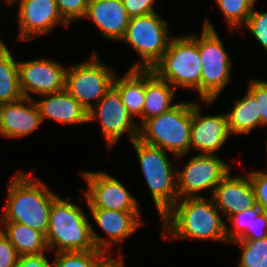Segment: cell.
<instances>
[{
    "label": "cell",
    "mask_w": 267,
    "mask_h": 267,
    "mask_svg": "<svg viewBox=\"0 0 267 267\" xmlns=\"http://www.w3.org/2000/svg\"><path fill=\"white\" fill-rule=\"evenodd\" d=\"M262 212L264 213L265 218H266V220H267V207H266V208H263V209H262Z\"/></svg>",
    "instance_id": "obj_40"
},
{
    "label": "cell",
    "mask_w": 267,
    "mask_h": 267,
    "mask_svg": "<svg viewBox=\"0 0 267 267\" xmlns=\"http://www.w3.org/2000/svg\"><path fill=\"white\" fill-rule=\"evenodd\" d=\"M241 248L238 267H267V237L259 240H235Z\"/></svg>",
    "instance_id": "obj_28"
},
{
    "label": "cell",
    "mask_w": 267,
    "mask_h": 267,
    "mask_svg": "<svg viewBox=\"0 0 267 267\" xmlns=\"http://www.w3.org/2000/svg\"><path fill=\"white\" fill-rule=\"evenodd\" d=\"M45 239L48 250L54 249L55 253L96 249L90 220L71 197L64 200L58 196L53 201Z\"/></svg>",
    "instance_id": "obj_3"
},
{
    "label": "cell",
    "mask_w": 267,
    "mask_h": 267,
    "mask_svg": "<svg viewBox=\"0 0 267 267\" xmlns=\"http://www.w3.org/2000/svg\"><path fill=\"white\" fill-rule=\"evenodd\" d=\"M85 179L82 190L88 209H108L121 212H140L139 203L115 177L104 171L80 172Z\"/></svg>",
    "instance_id": "obj_12"
},
{
    "label": "cell",
    "mask_w": 267,
    "mask_h": 267,
    "mask_svg": "<svg viewBox=\"0 0 267 267\" xmlns=\"http://www.w3.org/2000/svg\"><path fill=\"white\" fill-rule=\"evenodd\" d=\"M22 98L18 60L13 58L8 48L0 56V104L16 102Z\"/></svg>",
    "instance_id": "obj_25"
},
{
    "label": "cell",
    "mask_w": 267,
    "mask_h": 267,
    "mask_svg": "<svg viewBox=\"0 0 267 267\" xmlns=\"http://www.w3.org/2000/svg\"><path fill=\"white\" fill-rule=\"evenodd\" d=\"M113 85L119 90L121 100L131 116L141 117L143 123V106L145 98V69H131L120 77L115 75Z\"/></svg>",
    "instance_id": "obj_22"
},
{
    "label": "cell",
    "mask_w": 267,
    "mask_h": 267,
    "mask_svg": "<svg viewBox=\"0 0 267 267\" xmlns=\"http://www.w3.org/2000/svg\"><path fill=\"white\" fill-rule=\"evenodd\" d=\"M267 237V220L262 212L252 224L251 234L245 240H259Z\"/></svg>",
    "instance_id": "obj_37"
},
{
    "label": "cell",
    "mask_w": 267,
    "mask_h": 267,
    "mask_svg": "<svg viewBox=\"0 0 267 267\" xmlns=\"http://www.w3.org/2000/svg\"><path fill=\"white\" fill-rule=\"evenodd\" d=\"M111 255L95 249L90 251H72L56 253L54 267H100Z\"/></svg>",
    "instance_id": "obj_26"
},
{
    "label": "cell",
    "mask_w": 267,
    "mask_h": 267,
    "mask_svg": "<svg viewBox=\"0 0 267 267\" xmlns=\"http://www.w3.org/2000/svg\"><path fill=\"white\" fill-rule=\"evenodd\" d=\"M247 91L256 99L258 114L261 116V126L267 127V81L251 79Z\"/></svg>",
    "instance_id": "obj_32"
},
{
    "label": "cell",
    "mask_w": 267,
    "mask_h": 267,
    "mask_svg": "<svg viewBox=\"0 0 267 267\" xmlns=\"http://www.w3.org/2000/svg\"><path fill=\"white\" fill-rule=\"evenodd\" d=\"M169 29L168 22L157 12L130 18L121 41L138 54L139 60L131 69H152L162 58L173 37Z\"/></svg>",
    "instance_id": "obj_8"
},
{
    "label": "cell",
    "mask_w": 267,
    "mask_h": 267,
    "mask_svg": "<svg viewBox=\"0 0 267 267\" xmlns=\"http://www.w3.org/2000/svg\"><path fill=\"white\" fill-rule=\"evenodd\" d=\"M16 2L19 3L16 17L20 41L46 35L60 23L66 27L69 25L62 18L55 0H14L11 4Z\"/></svg>",
    "instance_id": "obj_14"
},
{
    "label": "cell",
    "mask_w": 267,
    "mask_h": 267,
    "mask_svg": "<svg viewBox=\"0 0 267 267\" xmlns=\"http://www.w3.org/2000/svg\"><path fill=\"white\" fill-rule=\"evenodd\" d=\"M198 49L201 57L200 100L212 104L231 80V57L209 19L203 22Z\"/></svg>",
    "instance_id": "obj_7"
},
{
    "label": "cell",
    "mask_w": 267,
    "mask_h": 267,
    "mask_svg": "<svg viewBox=\"0 0 267 267\" xmlns=\"http://www.w3.org/2000/svg\"><path fill=\"white\" fill-rule=\"evenodd\" d=\"M18 257L15 247L0 230V267H16Z\"/></svg>",
    "instance_id": "obj_34"
},
{
    "label": "cell",
    "mask_w": 267,
    "mask_h": 267,
    "mask_svg": "<svg viewBox=\"0 0 267 267\" xmlns=\"http://www.w3.org/2000/svg\"><path fill=\"white\" fill-rule=\"evenodd\" d=\"M212 198L218 210L227 218L256 205L248 174L233 177L231 171L215 187Z\"/></svg>",
    "instance_id": "obj_18"
},
{
    "label": "cell",
    "mask_w": 267,
    "mask_h": 267,
    "mask_svg": "<svg viewBox=\"0 0 267 267\" xmlns=\"http://www.w3.org/2000/svg\"><path fill=\"white\" fill-rule=\"evenodd\" d=\"M230 30L241 29L255 7L257 0H215Z\"/></svg>",
    "instance_id": "obj_27"
},
{
    "label": "cell",
    "mask_w": 267,
    "mask_h": 267,
    "mask_svg": "<svg viewBox=\"0 0 267 267\" xmlns=\"http://www.w3.org/2000/svg\"><path fill=\"white\" fill-rule=\"evenodd\" d=\"M84 19H90L104 38L121 41L130 17L122 0H89Z\"/></svg>",
    "instance_id": "obj_19"
},
{
    "label": "cell",
    "mask_w": 267,
    "mask_h": 267,
    "mask_svg": "<svg viewBox=\"0 0 267 267\" xmlns=\"http://www.w3.org/2000/svg\"><path fill=\"white\" fill-rule=\"evenodd\" d=\"M123 255H117V258H112L111 256L100 266V267H125L123 263Z\"/></svg>",
    "instance_id": "obj_38"
},
{
    "label": "cell",
    "mask_w": 267,
    "mask_h": 267,
    "mask_svg": "<svg viewBox=\"0 0 267 267\" xmlns=\"http://www.w3.org/2000/svg\"><path fill=\"white\" fill-rule=\"evenodd\" d=\"M131 144L161 218L178 200L176 166L170 161L169 153L162 148L144 143L138 138Z\"/></svg>",
    "instance_id": "obj_5"
},
{
    "label": "cell",
    "mask_w": 267,
    "mask_h": 267,
    "mask_svg": "<svg viewBox=\"0 0 267 267\" xmlns=\"http://www.w3.org/2000/svg\"><path fill=\"white\" fill-rule=\"evenodd\" d=\"M192 101L175 103L139 126L138 139L182 159L191 150Z\"/></svg>",
    "instance_id": "obj_4"
},
{
    "label": "cell",
    "mask_w": 267,
    "mask_h": 267,
    "mask_svg": "<svg viewBox=\"0 0 267 267\" xmlns=\"http://www.w3.org/2000/svg\"><path fill=\"white\" fill-rule=\"evenodd\" d=\"M0 230L13 244L18 256L40 255L48 251L45 235L17 222H0Z\"/></svg>",
    "instance_id": "obj_23"
},
{
    "label": "cell",
    "mask_w": 267,
    "mask_h": 267,
    "mask_svg": "<svg viewBox=\"0 0 267 267\" xmlns=\"http://www.w3.org/2000/svg\"><path fill=\"white\" fill-rule=\"evenodd\" d=\"M262 209L256 204L252 208L239 211L228 218L231 221L233 229H229L226 225V237L229 244L235 240H245L252 230V224L260 214Z\"/></svg>",
    "instance_id": "obj_29"
},
{
    "label": "cell",
    "mask_w": 267,
    "mask_h": 267,
    "mask_svg": "<svg viewBox=\"0 0 267 267\" xmlns=\"http://www.w3.org/2000/svg\"><path fill=\"white\" fill-rule=\"evenodd\" d=\"M14 0H3V2H6V4H10L9 6H11V3L13 2Z\"/></svg>",
    "instance_id": "obj_41"
},
{
    "label": "cell",
    "mask_w": 267,
    "mask_h": 267,
    "mask_svg": "<svg viewBox=\"0 0 267 267\" xmlns=\"http://www.w3.org/2000/svg\"><path fill=\"white\" fill-rule=\"evenodd\" d=\"M98 120L103 138L111 151L112 146L123 136L131 142L138 138L139 125L123 104L119 90L112 84L98 103L88 112V123Z\"/></svg>",
    "instance_id": "obj_11"
},
{
    "label": "cell",
    "mask_w": 267,
    "mask_h": 267,
    "mask_svg": "<svg viewBox=\"0 0 267 267\" xmlns=\"http://www.w3.org/2000/svg\"><path fill=\"white\" fill-rule=\"evenodd\" d=\"M67 68L47 58L18 61L19 85L23 97L59 92L65 89Z\"/></svg>",
    "instance_id": "obj_13"
},
{
    "label": "cell",
    "mask_w": 267,
    "mask_h": 267,
    "mask_svg": "<svg viewBox=\"0 0 267 267\" xmlns=\"http://www.w3.org/2000/svg\"><path fill=\"white\" fill-rule=\"evenodd\" d=\"M89 214L97 223L98 228L107 235L105 239L99 236L91 224L92 240L97 249L110 253L111 245H119L124 239L131 236L141 226L145 225L142 222L141 212H121L108 209H89Z\"/></svg>",
    "instance_id": "obj_15"
},
{
    "label": "cell",
    "mask_w": 267,
    "mask_h": 267,
    "mask_svg": "<svg viewBox=\"0 0 267 267\" xmlns=\"http://www.w3.org/2000/svg\"><path fill=\"white\" fill-rule=\"evenodd\" d=\"M0 222H17L46 235L51 205L58 197L40 178L23 169L11 178Z\"/></svg>",
    "instance_id": "obj_2"
},
{
    "label": "cell",
    "mask_w": 267,
    "mask_h": 267,
    "mask_svg": "<svg viewBox=\"0 0 267 267\" xmlns=\"http://www.w3.org/2000/svg\"><path fill=\"white\" fill-rule=\"evenodd\" d=\"M8 49L7 45L3 40L0 39V56Z\"/></svg>",
    "instance_id": "obj_39"
},
{
    "label": "cell",
    "mask_w": 267,
    "mask_h": 267,
    "mask_svg": "<svg viewBox=\"0 0 267 267\" xmlns=\"http://www.w3.org/2000/svg\"><path fill=\"white\" fill-rule=\"evenodd\" d=\"M228 128L231 135H250L261 126L256 99L246 91L242 99H236L231 111L227 112Z\"/></svg>",
    "instance_id": "obj_24"
},
{
    "label": "cell",
    "mask_w": 267,
    "mask_h": 267,
    "mask_svg": "<svg viewBox=\"0 0 267 267\" xmlns=\"http://www.w3.org/2000/svg\"><path fill=\"white\" fill-rule=\"evenodd\" d=\"M130 18L157 12L154 9L156 0H122Z\"/></svg>",
    "instance_id": "obj_35"
},
{
    "label": "cell",
    "mask_w": 267,
    "mask_h": 267,
    "mask_svg": "<svg viewBox=\"0 0 267 267\" xmlns=\"http://www.w3.org/2000/svg\"><path fill=\"white\" fill-rule=\"evenodd\" d=\"M244 26L267 53V11H256L253 7Z\"/></svg>",
    "instance_id": "obj_30"
},
{
    "label": "cell",
    "mask_w": 267,
    "mask_h": 267,
    "mask_svg": "<svg viewBox=\"0 0 267 267\" xmlns=\"http://www.w3.org/2000/svg\"><path fill=\"white\" fill-rule=\"evenodd\" d=\"M104 64L97 52L93 51L87 60L67 67L65 90L87 112L106 95V91L113 84L116 73Z\"/></svg>",
    "instance_id": "obj_9"
},
{
    "label": "cell",
    "mask_w": 267,
    "mask_h": 267,
    "mask_svg": "<svg viewBox=\"0 0 267 267\" xmlns=\"http://www.w3.org/2000/svg\"><path fill=\"white\" fill-rule=\"evenodd\" d=\"M213 198L189 197L177 200L160 218L162 239H196L228 242L226 222Z\"/></svg>",
    "instance_id": "obj_1"
},
{
    "label": "cell",
    "mask_w": 267,
    "mask_h": 267,
    "mask_svg": "<svg viewBox=\"0 0 267 267\" xmlns=\"http://www.w3.org/2000/svg\"><path fill=\"white\" fill-rule=\"evenodd\" d=\"M40 97L41 100L34 99V101L38 106L42 122L52 119L69 125L88 123V112L65 89Z\"/></svg>",
    "instance_id": "obj_20"
},
{
    "label": "cell",
    "mask_w": 267,
    "mask_h": 267,
    "mask_svg": "<svg viewBox=\"0 0 267 267\" xmlns=\"http://www.w3.org/2000/svg\"><path fill=\"white\" fill-rule=\"evenodd\" d=\"M151 70L175 89L196 90L200 97L201 57L197 34L173 36L162 58Z\"/></svg>",
    "instance_id": "obj_6"
},
{
    "label": "cell",
    "mask_w": 267,
    "mask_h": 267,
    "mask_svg": "<svg viewBox=\"0 0 267 267\" xmlns=\"http://www.w3.org/2000/svg\"><path fill=\"white\" fill-rule=\"evenodd\" d=\"M177 170L178 200L201 197V191L210 189L212 197L215 187L231 171L230 164L218 155L197 154Z\"/></svg>",
    "instance_id": "obj_10"
},
{
    "label": "cell",
    "mask_w": 267,
    "mask_h": 267,
    "mask_svg": "<svg viewBox=\"0 0 267 267\" xmlns=\"http://www.w3.org/2000/svg\"><path fill=\"white\" fill-rule=\"evenodd\" d=\"M35 98L0 104V135L20 138L35 131L43 122Z\"/></svg>",
    "instance_id": "obj_17"
},
{
    "label": "cell",
    "mask_w": 267,
    "mask_h": 267,
    "mask_svg": "<svg viewBox=\"0 0 267 267\" xmlns=\"http://www.w3.org/2000/svg\"><path fill=\"white\" fill-rule=\"evenodd\" d=\"M16 267H54L46 253L40 255L19 256Z\"/></svg>",
    "instance_id": "obj_36"
},
{
    "label": "cell",
    "mask_w": 267,
    "mask_h": 267,
    "mask_svg": "<svg viewBox=\"0 0 267 267\" xmlns=\"http://www.w3.org/2000/svg\"><path fill=\"white\" fill-rule=\"evenodd\" d=\"M230 136L226 113L203 115L200 105L192 101L191 149L198 154L216 155Z\"/></svg>",
    "instance_id": "obj_16"
},
{
    "label": "cell",
    "mask_w": 267,
    "mask_h": 267,
    "mask_svg": "<svg viewBox=\"0 0 267 267\" xmlns=\"http://www.w3.org/2000/svg\"><path fill=\"white\" fill-rule=\"evenodd\" d=\"M175 91L169 82L160 79L151 69H145L143 122L172 108Z\"/></svg>",
    "instance_id": "obj_21"
},
{
    "label": "cell",
    "mask_w": 267,
    "mask_h": 267,
    "mask_svg": "<svg viewBox=\"0 0 267 267\" xmlns=\"http://www.w3.org/2000/svg\"><path fill=\"white\" fill-rule=\"evenodd\" d=\"M255 193V202L261 208L267 207V171L253 170L247 173Z\"/></svg>",
    "instance_id": "obj_33"
},
{
    "label": "cell",
    "mask_w": 267,
    "mask_h": 267,
    "mask_svg": "<svg viewBox=\"0 0 267 267\" xmlns=\"http://www.w3.org/2000/svg\"><path fill=\"white\" fill-rule=\"evenodd\" d=\"M62 18L70 25L75 20L84 19L89 0H55Z\"/></svg>",
    "instance_id": "obj_31"
}]
</instances>
